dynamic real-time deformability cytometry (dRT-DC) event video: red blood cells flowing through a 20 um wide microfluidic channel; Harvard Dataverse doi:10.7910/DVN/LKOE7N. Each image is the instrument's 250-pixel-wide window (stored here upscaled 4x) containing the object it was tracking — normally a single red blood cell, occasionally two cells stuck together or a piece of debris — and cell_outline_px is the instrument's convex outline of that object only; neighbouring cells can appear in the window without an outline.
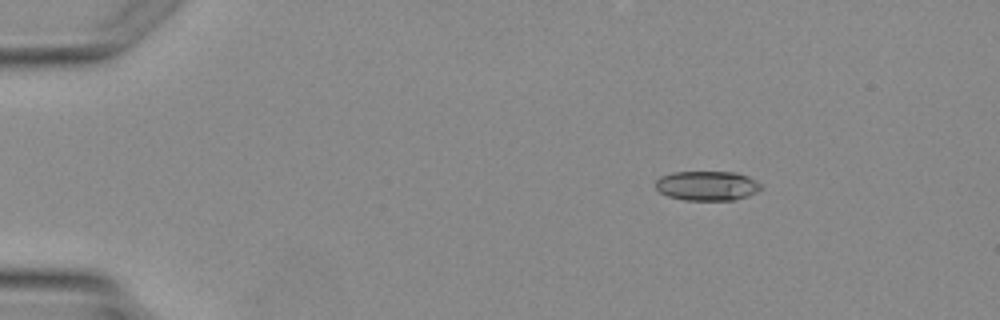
{"species": "Egyptian fruit bat (a non-hibernating species)", "species_latin": "Rousettus aegyptiacus", "temperature_condition": "warm", "stored_images_in_passage": 3, "camera_frame_rate_fps": 3000, "um_per_image_px": 0.085, "animal": {"sex": "female"}, "frame": {"image": 1, "passage_image": 1, "time_ms": 0.0, "image_size_px": [1000, 320], "cell_outline_px": [[764, 188], [748, 196], [736, 200], [684, 200], [668, 196], [660, 192], [656, 188], [656, 180], [660, 176], [672, 172], [736, 172], [748, 176], [756, 180]], "centroid_in_image_um": [60.12, 15.79], "position_along_channel_um": 24.9, "area_um2": 18.32}}
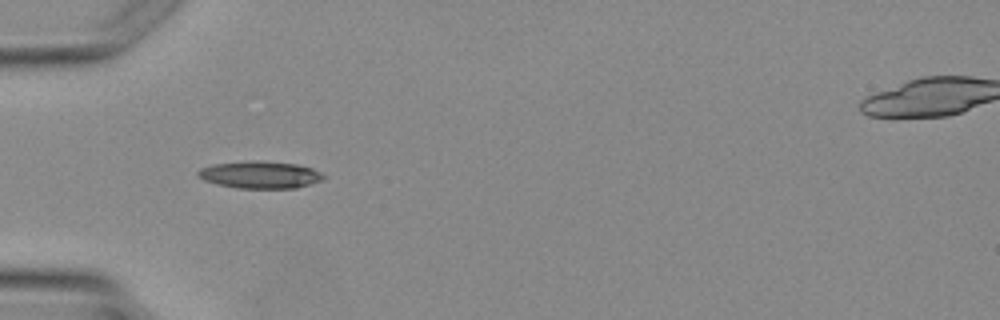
{"frame": {"image": 2, "passage_image": 3, "time_ms": 2.333, "image_size_px": [1000, 320], "cell_outline_px": [[328, 176], [324, 180], [312, 184], [296, 188], [236, 188], [216, 184], [204, 180], [196, 176], [196, 172], [200, 168], [212, 164], [252, 160], [256, 160], [296, 164], [312, 168], [324, 172]], "centroid_in_image_um": [22.14, 14.85], "position_along_channel_um": 62.9, "area_um2": 20.35}}